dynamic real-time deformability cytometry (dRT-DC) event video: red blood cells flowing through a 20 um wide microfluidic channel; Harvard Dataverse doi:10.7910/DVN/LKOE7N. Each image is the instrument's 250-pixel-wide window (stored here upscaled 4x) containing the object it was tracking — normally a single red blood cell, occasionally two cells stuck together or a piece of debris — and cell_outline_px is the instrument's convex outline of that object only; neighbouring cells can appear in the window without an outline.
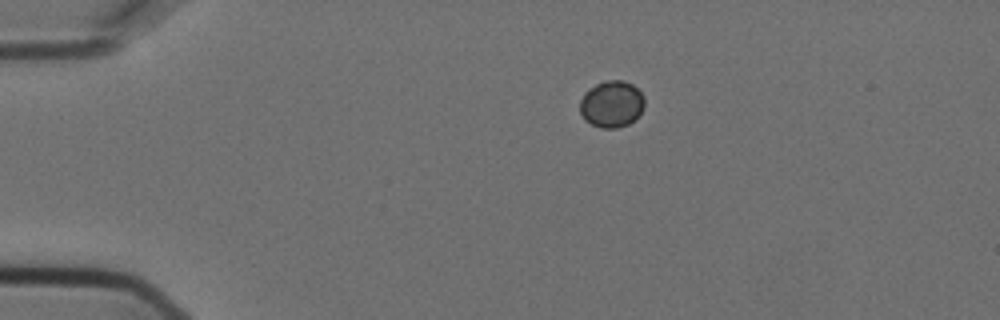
{"species": "Egyptian fruit bat (a non-hibernating species)", "species_latin": "Rousettus aegyptiacus", "temperature_condition": "cold", "stored_images_in_passage": 3, "camera_frame_rate_fps": 3000, "um_per_image_px": 0.085, "animal": {"sex": "female"}, "frame": {"image": 1, "passage_image": 1, "time_ms": 0.0, "image_size_px": [1000, 320], "cell_outline_px": [[644, 108], [628, 124], [616, 128], [600, 128], [584, 120], [580, 112], [580, 100], [584, 92], [588, 88], [604, 80], [624, 80], [632, 84], [644, 96]], "centroid_in_image_um": [51.96, 8.83], "position_along_channel_um": 33.0, "area_um2": 17.63}}
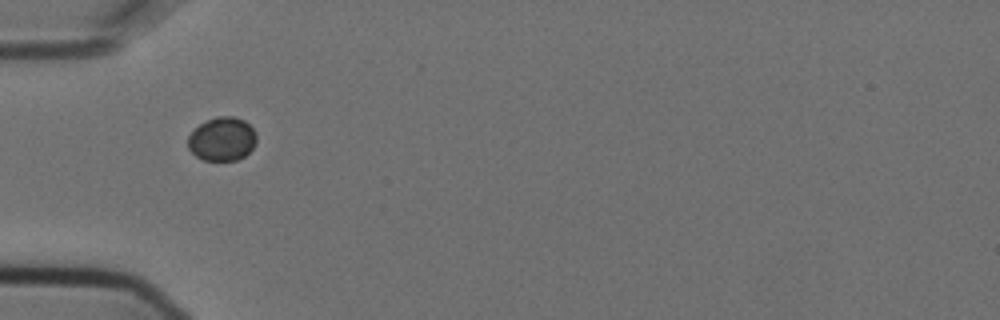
{"frame": {"image": 2, "passage_image": 3, "time_ms": 0.667, "image_size_px": [1000, 320], "cell_outline_px": [[256, 140], [252, 148], [244, 156], [236, 160], [204, 160], [196, 156], [188, 148], [188, 136], [200, 124], [216, 116], [232, 116], [244, 120], [256, 132]], "centroid_in_image_um": [18.88, 11.81], "position_along_channel_um": 66.1, "area_um2": 17.28}}